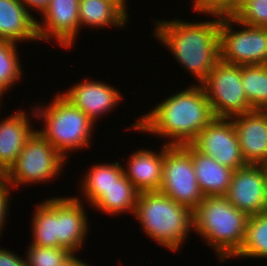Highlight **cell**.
<instances>
[{
  "label": "cell",
  "instance_id": "obj_1",
  "mask_svg": "<svg viewBox=\"0 0 267 266\" xmlns=\"http://www.w3.org/2000/svg\"><path fill=\"white\" fill-rule=\"evenodd\" d=\"M202 85L177 92L137 119L132 129L169 137L168 145L190 144L213 119Z\"/></svg>",
  "mask_w": 267,
  "mask_h": 266
},
{
  "label": "cell",
  "instance_id": "obj_2",
  "mask_svg": "<svg viewBox=\"0 0 267 266\" xmlns=\"http://www.w3.org/2000/svg\"><path fill=\"white\" fill-rule=\"evenodd\" d=\"M218 17L207 22L157 21L154 34L166 45L185 69H188L200 85L220 61L219 29L221 13L207 12Z\"/></svg>",
  "mask_w": 267,
  "mask_h": 266
},
{
  "label": "cell",
  "instance_id": "obj_3",
  "mask_svg": "<svg viewBox=\"0 0 267 266\" xmlns=\"http://www.w3.org/2000/svg\"><path fill=\"white\" fill-rule=\"evenodd\" d=\"M248 218L225 196H207L193 211V229L214 247L223 262L241 248Z\"/></svg>",
  "mask_w": 267,
  "mask_h": 266
},
{
  "label": "cell",
  "instance_id": "obj_4",
  "mask_svg": "<svg viewBox=\"0 0 267 266\" xmlns=\"http://www.w3.org/2000/svg\"><path fill=\"white\" fill-rule=\"evenodd\" d=\"M134 215L146 234L174 251L193 228V211L159 191L140 192Z\"/></svg>",
  "mask_w": 267,
  "mask_h": 266
},
{
  "label": "cell",
  "instance_id": "obj_5",
  "mask_svg": "<svg viewBox=\"0 0 267 266\" xmlns=\"http://www.w3.org/2000/svg\"><path fill=\"white\" fill-rule=\"evenodd\" d=\"M53 99L47 108H33L35 118L43 117L45 121L44 129L37 132L67 158L66 152L89 146L95 123L62 95Z\"/></svg>",
  "mask_w": 267,
  "mask_h": 266
},
{
  "label": "cell",
  "instance_id": "obj_6",
  "mask_svg": "<svg viewBox=\"0 0 267 266\" xmlns=\"http://www.w3.org/2000/svg\"><path fill=\"white\" fill-rule=\"evenodd\" d=\"M235 24L246 27L234 31ZM220 60L233 65L267 64V27L240 24L231 14L221 13Z\"/></svg>",
  "mask_w": 267,
  "mask_h": 266
},
{
  "label": "cell",
  "instance_id": "obj_7",
  "mask_svg": "<svg viewBox=\"0 0 267 266\" xmlns=\"http://www.w3.org/2000/svg\"><path fill=\"white\" fill-rule=\"evenodd\" d=\"M65 158L37 131L27 140L14 165L4 175L10 187L46 182L61 171Z\"/></svg>",
  "mask_w": 267,
  "mask_h": 266
},
{
  "label": "cell",
  "instance_id": "obj_8",
  "mask_svg": "<svg viewBox=\"0 0 267 266\" xmlns=\"http://www.w3.org/2000/svg\"><path fill=\"white\" fill-rule=\"evenodd\" d=\"M159 192L194 211L204 198L190 153L182 146L164 144Z\"/></svg>",
  "mask_w": 267,
  "mask_h": 266
},
{
  "label": "cell",
  "instance_id": "obj_9",
  "mask_svg": "<svg viewBox=\"0 0 267 266\" xmlns=\"http://www.w3.org/2000/svg\"><path fill=\"white\" fill-rule=\"evenodd\" d=\"M215 118H231L253 111L241 81V66L219 61L201 84Z\"/></svg>",
  "mask_w": 267,
  "mask_h": 266
},
{
  "label": "cell",
  "instance_id": "obj_10",
  "mask_svg": "<svg viewBox=\"0 0 267 266\" xmlns=\"http://www.w3.org/2000/svg\"><path fill=\"white\" fill-rule=\"evenodd\" d=\"M190 144L234 171L247 165L231 118H214Z\"/></svg>",
  "mask_w": 267,
  "mask_h": 266
},
{
  "label": "cell",
  "instance_id": "obj_11",
  "mask_svg": "<svg viewBox=\"0 0 267 266\" xmlns=\"http://www.w3.org/2000/svg\"><path fill=\"white\" fill-rule=\"evenodd\" d=\"M225 197L248 216L267 211V183L261 166L247 164L235 170Z\"/></svg>",
  "mask_w": 267,
  "mask_h": 266
},
{
  "label": "cell",
  "instance_id": "obj_12",
  "mask_svg": "<svg viewBox=\"0 0 267 266\" xmlns=\"http://www.w3.org/2000/svg\"><path fill=\"white\" fill-rule=\"evenodd\" d=\"M78 8L79 0H50L48 7L42 12L43 25L37 21L39 41H49L53 37L63 47H70L80 28Z\"/></svg>",
  "mask_w": 267,
  "mask_h": 266
},
{
  "label": "cell",
  "instance_id": "obj_13",
  "mask_svg": "<svg viewBox=\"0 0 267 266\" xmlns=\"http://www.w3.org/2000/svg\"><path fill=\"white\" fill-rule=\"evenodd\" d=\"M241 154L247 164L260 165L267 160V114L253 110L231 117Z\"/></svg>",
  "mask_w": 267,
  "mask_h": 266
},
{
  "label": "cell",
  "instance_id": "obj_14",
  "mask_svg": "<svg viewBox=\"0 0 267 266\" xmlns=\"http://www.w3.org/2000/svg\"><path fill=\"white\" fill-rule=\"evenodd\" d=\"M61 95L94 123L97 117L102 116L104 112L111 111L122 99L120 92L112 86L101 81H89L87 79L82 83L75 84L73 88Z\"/></svg>",
  "mask_w": 267,
  "mask_h": 266
},
{
  "label": "cell",
  "instance_id": "obj_15",
  "mask_svg": "<svg viewBox=\"0 0 267 266\" xmlns=\"http://www.w3.org/2000/svg\"><path fill=\"white\" fill-rule=\"evenodd\" d=\"M24 111L12 114L0 123V174L5 175L14 165L27 140L35 130Z\"/></svg>",
  "mask_w": 267,
  "mask_h": 266
},
{
  "label": "cell",
  "instance_id": "obj_16",
  "mask_svg": "<svg viewBox=\"0 0 267 266\" xmlns=\"http://www.w3.org/2000/svg\"><path fill=\"white\" fill-rule=\"evenodd\" d=\"M182 146L191 155L198 185L204 197L225 196L234 170L197 151L191 144Z\"/></svg>",
  "mask_w": 267,
  "mask_h": 266
},
{
  "label": "cell",
  "instance_id": "obj_17",
  "mask_svg": "<svg viewBox=\"0 0 267 266\" xmlns=\"http://www.w3.org/2000/svg\"><path fill=\"white\" fill-rule=\"evenodd\" d=\"M0 39L38 40L37 21L21 0H0Z\"/></svg>",
  "mask_w": 267,
  "mask_h": 266
},
{
  "label": "cell",
  "instance_id": "obj_18",
  "mask_svg": "<svg viewBox=\"0 0 267 266\" xmlns=\"http://www.w3.org/2000/svg\"><path fill=\"white\" fill-rule=\"evenodd\" d=\"M128 171L124 175L139 192L159 191L162 181L164 145L157 154L153 151L138 150L130 156Z\"/></svg>",
  "mask_w": 267,
  "mask_h": 266
},
{
  "label": "cell",
  "instance_id": "obj_19",
  "mask_svg": "<svg viewBox=\"0 0 267 266\" xmlns=\"http://www.w3.org/2000/svg\"><path fill=\"white\" fill-rule=\"evenodd\" d=\"M83 209L78 197L59 198V244L73 254L83 246L88 230Z\"/></svg>",
  "mask_w": 267,
  "mask_h": 266
},
{
  "label": "cell",
  "instance_id": "obj_20",
  "mask_svg": "<svg viewBox=\"0 0 267 266\" xmlns=\"http://www.w3.org/2000/svg\"><path fill=\"white\" fill-rule=\"evenodd\" d=\"M78 17L80 26H121L128 18L126 10L115 0H79Z\"/></svg>",
  "mask_w": 267,
  "mask_h": 266
},
{
  "label": "cell",
  "instance_id": "obj_21",
  "mask_svg": "<svg viewBox=\"0 0 267 266\" xmlns=\"http://www.w3.org/2000/svg\"><path fill=\"white\" fill-rule=\"evenodd\" d=\"M32 244L61 248L59 244V198L38 204L32 220Z\"/></svg>",
  "mask_w": 267,
  "mask_h": 266
},
{
  "label": "cell",
  "instance_id": "obj_22",
  "mask_svg": "<svg viewBox=\"0 0 267 266\" xmlns=\"http://www.w3.org/2000/svg\"><path fill=\"white\" fill-rule=\"evenodd\" d=\"M139 193L123 174L93 206L111 215L124 213V211H130L134 215Z\"/></svg>",
  "mask_w": 267,
  "mask_h": 266
},
{
  "label": "cell",
  "instance_id": "obj_23",
  "mask_svg": "<svg viewBox=\"0 0 267 266\" xmlns=\"http://www.w3.org/2000/svg\"><path fill=\"white\" fill-rule=\"evenodd\" d=\"M123 174L118 162L94 165L82 183L86 199L93 205Z\"/></svg>",
  "mask_w": 267,
  "mask_h": 266
},
{
  "label": "cell",
  "instance_id": "obj_24",
  "mask_svg": "<svg viewBox=\"0 0 267 266\" xmlns=\"http://www.w3.org/2000/svg\"><path fill=\"white\" fill-rule=\"evenodd\" d=\"M267 258V211L249 216L241 248L233 257Z\"/></svg>",
  "mask_w": 267,
  "mask_h": 266
},
{
  "label": "cell",
  "instance_id": "obj_25",
  "mask_svg": "<svg viewBox=\"0 0 267 266\" xmlns=\"http://www.w3.org/2000/svg\"><path fill=\"white\" fill-rule=\"evenodd\" d=\"M241 81L253 110L267 107V64L241 66Z\"/></svg>",
  "mask_w": 267,
  "mask_h": 266
},
{
  "label": "cell",
  "instance_id": "obj_26",
  "mask_svg": "<svg viewBox=\"0 0 267 266\" xmlns=\"http://www.w3.org/2000/svg\"><path fill=\"white\" fill-rule=\"evenodd\" d=\"M16 43L0 39V93L3 94L22 76Z\"/></svg>",
  "mask_w": 267,
  "mask_h": 266
},
{
  "label": "cell",
  "instance_id": "obj_27",
  "mask_svg": "<svg viewBox=\"0 0 267 266\" xmlns=\"http://www.w3.org/2000/svg\"><path fill=\"white\" fill-rule=\"evenodd\" d=\"M229 14L240 24L267 27V0H240Z\"/></svg>",
  "mask_w": 267,
  "mask_h": 266
},
{
  "label": "cell",
  "instance_id": "obj_28",
  "mask_svg": "<svg viewBox=\"0 0 267 266\" xmlns=\"http://www.w3.org/2000/svg\"><path fill=\"white\" fill-rule=\"evenodd\" d=\"M71 254L63 247H41L31 244L25 262L27 266H61Z\"/></svg>",
  "mask_w": 267,
  "mask_h": 266
},
{
  "label": "cell",
  "instance_id": "obj_29",
  "mask_svg": "<svg viewBox=\"0 0 267 266\" xmlns=\"http://www.w3.org/2000/svg\"><path fill=\"white\" fill-rule=\"evenodd\" d=\"M9 185L4 177V175L0 176V235L1 231L3 229V226L5 225L4 221L7 216V210L9 208L8 202H9V192L10 189L8 188ZM8 206V207H7Z\"/></svg>",
  "mask_w": 267,
  "mask_h": 266
},
{
  "label": "cell",
  "instance_id": "obj_30",
  "mask_svg": "<svg viewBox=\"0 0 267 266\" xmlns=\"http://www.w3.org/2000/svg\"><path fill=\"white\" fill-rule=\"evenodd\" d=\"M0 266H27L25 259H22L13 252L0 249Z\"/></svg>",
  "mask_w": 267,
  "mask_h": 266
},
{
  "label": "cell",
  "instance_id": "obj_31",
  "mask_svg": "<svg viewBox=\"0 0 267 266\" xmlns=\"http://www.w3.org/2000/svg\"><path fill=\"white\" fill-rule=\"evenodd\" d=\"M240 0H212V12L229 13Z\"/></svg>",
  "mask_w": 267,
  "mask_h": 266
},
{
  "label": "cell",
  "instance_id": "obj_32",
  "mask_svg": "<svg viewBox=\"0 0 267 266\" xmlns=\"http://www.w3.org/2000/svg\"><path fill=\"white\" fill-rule=\"evenodd\" d=\"M25 7H32L37 9L41 14L48 7L50 0H21Z\"/></svg>",
  "mask_w": 267,
  "mask_h": 266
},
{
  "label": "cell",
  "instance_id": "obj_33",
  "mask_svg": "<svg viewBox=\"0 0 267 266\" xmlns=\"http://www.w3.org/2000/svg\"><path fill=\"white\" fill-rule=\"evenodd\" d=\"M194 8L195 11L198 12H212V0H194Z\"/></svg>",
  "mask_w": 267,
  "mask_h": 266
},
{
  "label": "cell",
  "instance_id": "obj_34",
  "mask_svg": "<svg viewBox=\"0 0 267 266\" xmlns=\"http://www.w3.org/2000/svg\"><path fill=\"white\" fill-rule=\"evenodd\" d=\"M61 266H90L85 264L80 259L75 258L73 253L61 264Z\"/></svg>",
  "mask_w": 267,
  "mask_h": 266
},
{
  "label": "cell",
  "instance_id": "obj_35",
  "mask_svg": "<svg viewBox=\"0 0 267 266\" xmlns=\"http://www.w3.org/2000/svg\"><path fill=\"white\" fill-rule=\"evenodd\" d=\"M263 172H264V176H265V180H266V183H267V160L266 161H263L261 164H260Z\"/></svg>",
  "mask_w": 267,
  "mask_h": 266
},
{
  "label": "cell",
  "instance_id": "obj_36",
  "mask_svg": "<svg viewBox=\"0 0 267 266\" xmlns=\"http://www.w3.org/2000/svg\"><path fill=\"white\" fill-rule=\"evenodd\" d=\"M116 2H118L126 11H127V9H126V1L125 0H115Z\"/></svg>",
  "mask_w": 267,
  "mask_h": 266
},
{
  "label": "cell",
  "instance_id": "obj_37",
  "mask_svg": "<svg viewBox=\"0 0 267 266\" xmlns=\"http://www.w3.org/2000/svg\"><path fill=\"white\" fill-rule=\"evenodd\" d=\"M263 111L267 114V107Z\"/></svg>",
  "mask_w": 267,
  "mask_h": 266
}]
</instances>
